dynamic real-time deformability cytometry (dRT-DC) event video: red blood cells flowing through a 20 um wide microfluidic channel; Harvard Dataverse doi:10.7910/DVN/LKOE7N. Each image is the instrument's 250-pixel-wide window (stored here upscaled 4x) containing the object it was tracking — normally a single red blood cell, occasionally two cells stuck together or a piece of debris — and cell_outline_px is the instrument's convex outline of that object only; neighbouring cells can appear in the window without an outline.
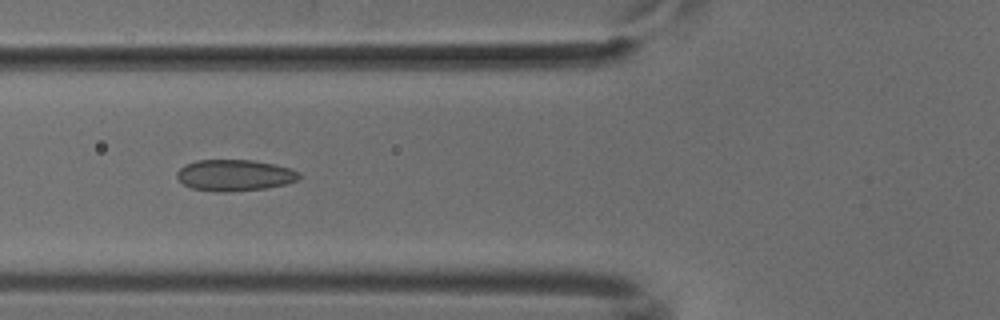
{"species": "common noctule bat (a hibernating species)", "species_latin": "Nyctalus noctula", "temperature_condition": "cold", "stored_images_in_passage": 17, "camera_frame_rate_fps": 3000, "um_per_image_px": 0.085, "animal": {"sex": "male", "body_mass_g": 18.8}, "frame": {"image": 1, "passage_image": 10, "time_ms": 3.0, "image_size_px": [1000, 320], "cell_outline_px": [[300, 180], [284, 184], [264, 188], [228, 192], [216, 192], [192, 188], [184, 184], [176, 176], [176, 172], [184, 164], [196, 160], [252, 160], [276, 164], [300, 172]], "centroid_in_image_um": [19.93, 14.89], "position_along_channel_um": 105.9, "area_um2": 22.37}}
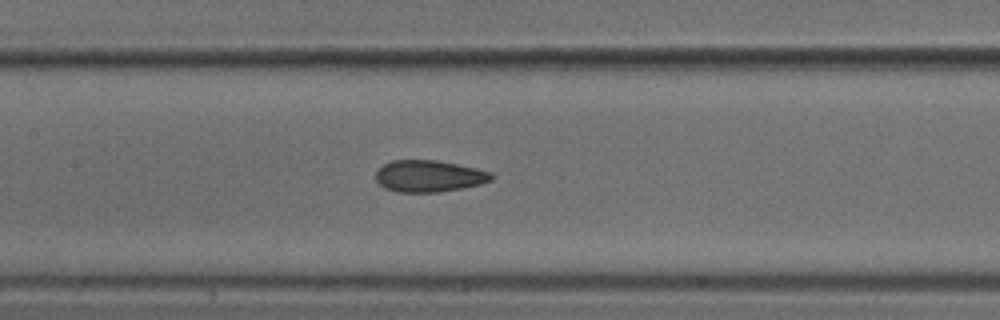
{"frame": {"image": 2, "passage_image": 15, "time_ms": 4.667, "image_size_px": [1000, 320], "cell_outline_px": [[496, 176], [492, 180], [480, 184], [440, 192], [396, 192], [384, 188], [376, 180], [376, 172], [384, 164], [392, 160], [436, 160], [476, 168], [492, 172]], "centroid_in_image_um": [36.48, 14.97], "position_along_channel_um": 170.9, "area_um2": 21.39}}